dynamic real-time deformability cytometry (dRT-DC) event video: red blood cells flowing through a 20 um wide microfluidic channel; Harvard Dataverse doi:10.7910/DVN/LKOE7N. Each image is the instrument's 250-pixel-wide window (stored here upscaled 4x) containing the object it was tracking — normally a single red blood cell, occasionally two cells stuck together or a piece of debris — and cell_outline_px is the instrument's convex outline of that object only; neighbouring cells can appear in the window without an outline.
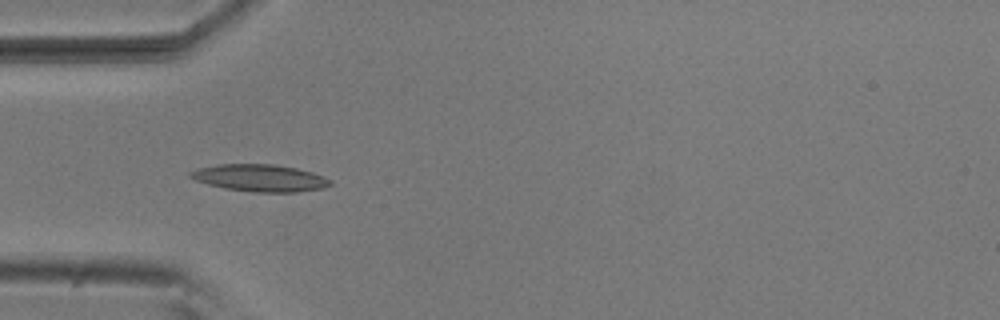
{"species": "common noctule bat (a hibernating species)", "species_latin": "Nyctalus noctula", "temperature_condition": "room temperature", "stored_images_in_passage": 7, "camera_frame_rate_fps": 3000, "um_per_image_px": 0.085, "animal": {"sex": "male", "body_mass_g": 20.5, "forearm_length_mm": 52.5}, "frame": {"image": 1, "passage_image": 5, "time_ms": 1.333, "image_size_px": [1000, 320], "cell_outline_px": [[332, 184], [324, 188], [296, 192], [256, 192], [224, 188], [208, 184], [196, 180], [188, 176], [188, 172], [196, 168], [216, 164], [272, 164], [296, 168], [312, 172], [324, 176], [332, 180]], "centroid_in_image_um": [22.09, 15.12], "position_along_channel_um": 62.9, "area_um2": 22.2}}
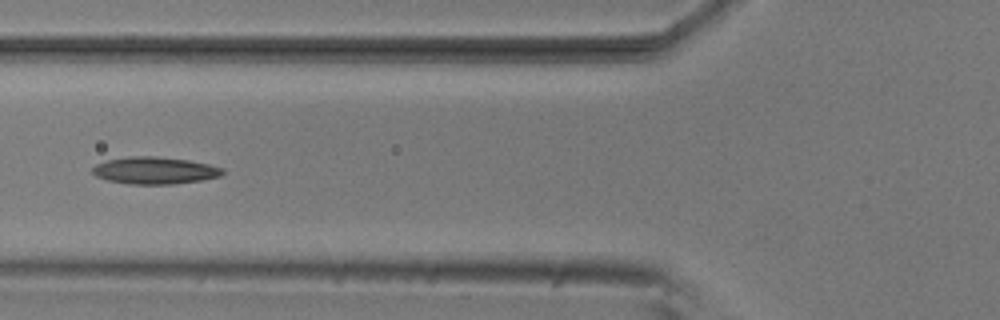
{"frame": {"image": 2, "passage_image": 6, "time_ms": 1.667, "image_size_px": [1000, 320], "cell_outline_px": [[224, 172], [220, 176], [204, 180], [172, 184], [128, 184], [108, 180], [96, 176], [92, 172], [92, 168], [96, 164], [108, 160], [128, 156], [156, 156], [188, 160], [208, 164], [224, 168]], "centroid_in_image_um": [13.17, 14.49], "position_along_channel_um": 112.6, "area_um2": 20.58}}
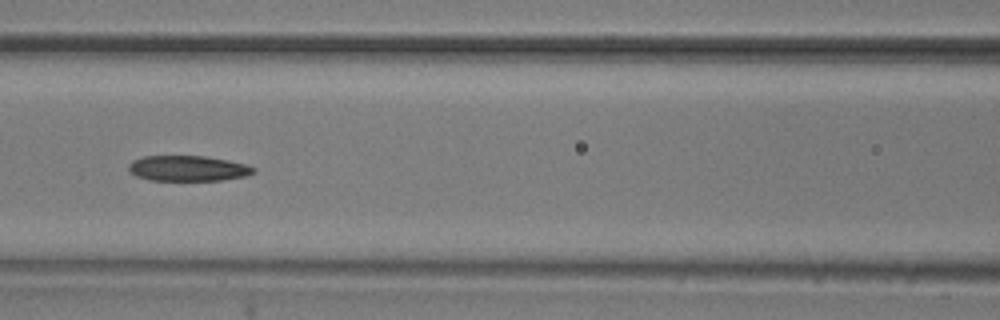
{"frame": {"image": 3, "passage_image": 7, "time_ms": 2.0, "image_size_px": [1000, 320], "cell_outline_px": [[256, 172], [244, 176], [220, 180], [148, 180], [136, 176], [128, 172], [128, 164], [132, 160], [144, 156], [208, 156], [228, 160], [244, 164], [256, 168]], "centroid_in_image_um": [15.93, 14.3], "position_along_channel_um": 150.7, "area_um2": 18.61}}